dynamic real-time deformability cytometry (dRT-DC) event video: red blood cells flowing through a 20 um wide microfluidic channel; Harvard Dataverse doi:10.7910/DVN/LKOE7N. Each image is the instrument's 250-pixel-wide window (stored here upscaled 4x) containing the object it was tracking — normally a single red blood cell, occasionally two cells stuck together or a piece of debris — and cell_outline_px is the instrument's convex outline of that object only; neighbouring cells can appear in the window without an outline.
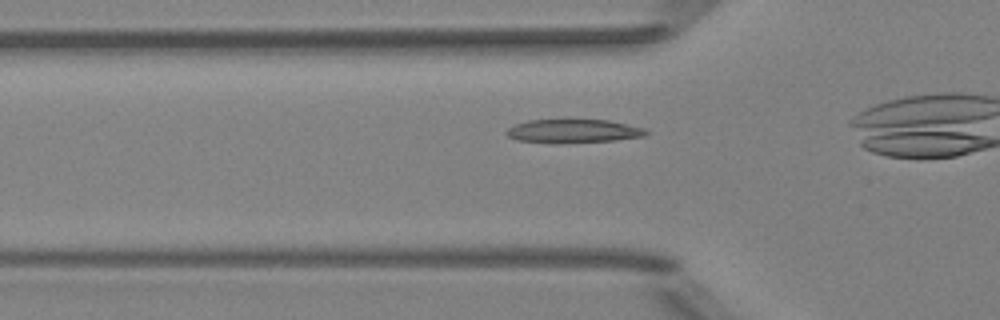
{"species": "Egyptian fruit bat (a non-hibernating species)", "species_latin": "Rousettus aegyptiacus", "temperature_condition": "room temperature", "stored_images_in_passage": 19, "camera_frame_rate_fps": 3000, "um_per_image_px": 0.085, "animal": {"sex": "female"}, "frame": {"image": 1, "passage_image": 14, "time_ms": 4.333, "image_size_px": [1000, 320], "cell_outline_px": [[648, 132], [644, 136], [616, 140], [560, 144], [516, 140], [508, 136], [504, 132], [508, 128], [516, 124], [528, 120], [568, 116], [572, 116], [608, 120], [648, 128]], "centroid_in_image_um": [48.72, 11.09], "position_along_channel_um": 77.1, "area_um2": 20.63}}